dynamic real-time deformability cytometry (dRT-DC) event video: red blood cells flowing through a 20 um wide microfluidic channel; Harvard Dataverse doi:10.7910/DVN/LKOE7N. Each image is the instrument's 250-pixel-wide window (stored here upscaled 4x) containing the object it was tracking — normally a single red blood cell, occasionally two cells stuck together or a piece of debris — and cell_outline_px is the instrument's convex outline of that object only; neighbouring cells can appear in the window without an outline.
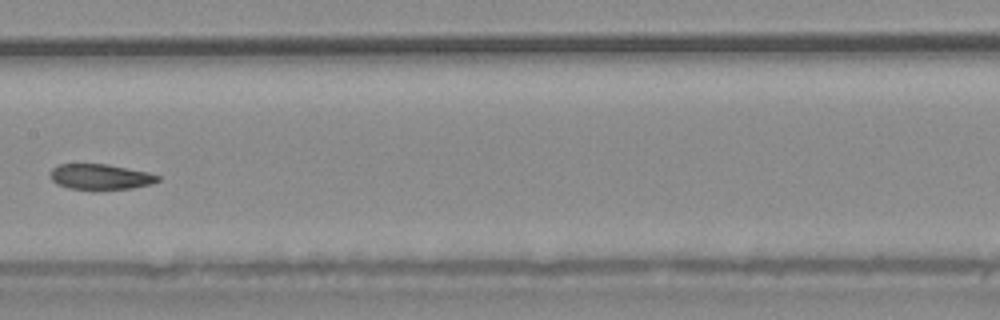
{"species": "common noctule bat (a hibernating species)", "species_latin": "Nyctalus noctula", "temperature_condition": "warm", "stored_images_in_passage": 8, "camera_frame_rate_fps": 3000, "um_per_image_px": 0.085, "animal": {"sex": "male", "body_mass_g": 20.4}, "frame": {"image": 1, "passage_image": 8, "time_ms": 2.333, "image_size_px": [1000, 320], "cell_outline_px": [[160, 180], [152, 184], [132, 188], [68, 188], [56, 184], [52, 180], [48, 172], [52, 168], [60, 164], [108, 164], [148, 172], [160, 176]], "centroid_in_image_um": [8.52, 15.0], "position_along_channel_um": 198.9, "area_um2": 15.78}}